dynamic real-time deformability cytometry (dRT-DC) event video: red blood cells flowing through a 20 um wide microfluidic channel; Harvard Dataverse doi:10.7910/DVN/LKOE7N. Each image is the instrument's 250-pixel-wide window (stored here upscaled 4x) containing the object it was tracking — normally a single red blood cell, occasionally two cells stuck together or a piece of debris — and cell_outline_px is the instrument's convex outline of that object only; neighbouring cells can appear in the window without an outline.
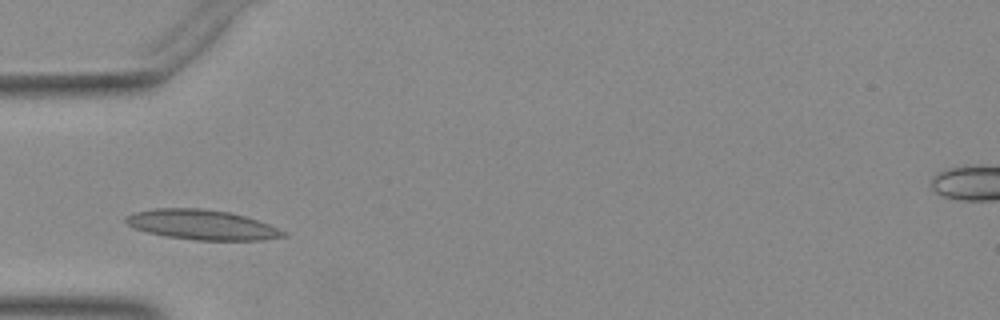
{"species": "Egyptian fruit bat (a non-hibernating species)", "species_latin": "Rousettus aegyptiacus", "temperature_condition": "warm", "stored_images_in_passage": 21, "camera_frame_rate_fps": 3000, "um_per_image_px": 0.085, "animal": {"sex": "female"}, "frame": {"image": 1, "passage_image": 1, "time_ms": 0.0, "image_size_px": [1000, 320], "cell_outline_px": [[288, 236], [264, 240], [192, 240], [164, 236], [148, 232], [136, 228], [128, 224], [124, 220], [124, 216], [132, 212], [156, 208], [204, 208], [228, 212], [244, 216], [280, 228], [288, 232]], "centroid_in_image_um": [17.18, 19.1], "position_along_channel_um": 67.8, "area_um2": 27.63}}
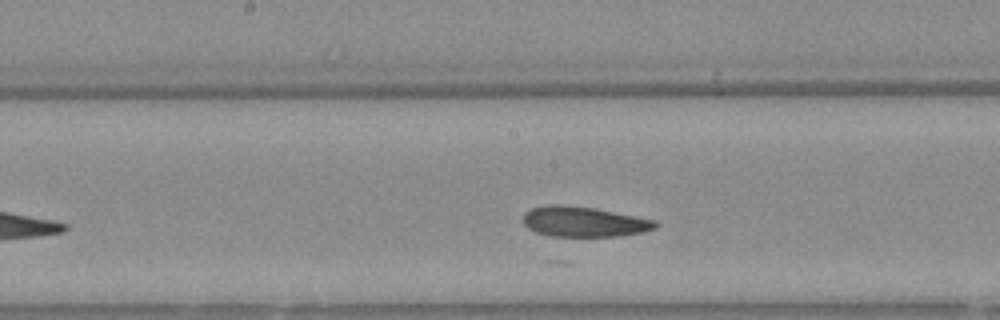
{"frame": {"image": 2, "passage_image": 11, "time_ms": 3.333, "image_size_px": [1000, 320], "cell_outline_px": [[656, 228], [640, 232], [620, 236], [548, 236], [536, 232], [528, 228], [524, 224], [524, 212], [532, 208], [548, 204], [560, 204], [592, 208], [656, 220]], "centroid_in_image_um": [49.58, 18.85], "position_along_channel_um": 198.6, "area_um2": 23.06}}
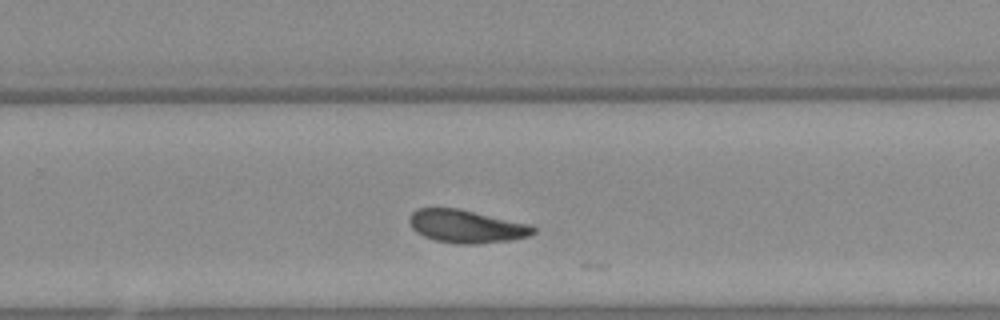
{"frame": {"image": 3, "passage_image": 18, "time_ms": 5.667, "image_size_px": [1000, 320], "cell_outline_px": [[536, 232], [528, 236], [508, 240], [476, 244], [456, 244], [436, 240], [424, 236], [416, 232], [408, 224], [408, 216], [416, 208], [456, 208], [532, 224], [536, 228]], "centroid_in_image_um": [39.62, 19.23], "position_along_channel_um": 290.2, "area_um2": 23.93}}